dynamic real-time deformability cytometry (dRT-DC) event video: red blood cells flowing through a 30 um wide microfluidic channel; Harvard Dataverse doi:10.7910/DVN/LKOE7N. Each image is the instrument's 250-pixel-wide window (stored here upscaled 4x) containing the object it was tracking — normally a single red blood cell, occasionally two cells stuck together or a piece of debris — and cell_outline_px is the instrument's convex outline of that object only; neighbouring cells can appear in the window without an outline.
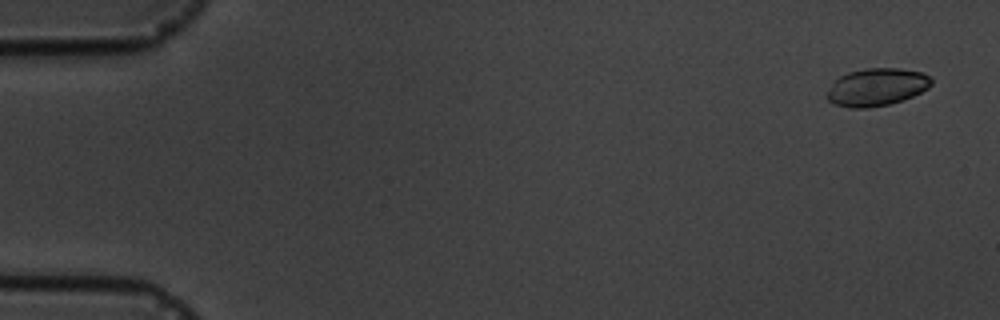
{"species": "common noctule bat (a hibernating species)", "species_latin": "Nyctalus noctula", "temperature_condition": "cold", "stored_images_in_passage": 6, "camera_frame_rate_fps": 3000, "um_per_image_px": 0.085, "animal": {"sex": "male", "body_mass_g": 19.5, "forearm_length_mm": 54.6}, "frame": {"image": 1, "passage_image": 1, "time_ms": 0.0, "image_size_px": [1000, 320], "cell_outline_px": [[932, 84], [928, 88], [912, 96], [888, 104], [868, 108], [852, 108], [836, 104], [828, 100], [824, 96], [832, 84], [840, 76], [848, 72], [868, 68], [900, 68], [920, 72], [928, 76], [932, 80]], "centroid_in_image_um": [74.5, 7.4], "position_along_channel_um": 10.5, "area_um2": 22.66}}
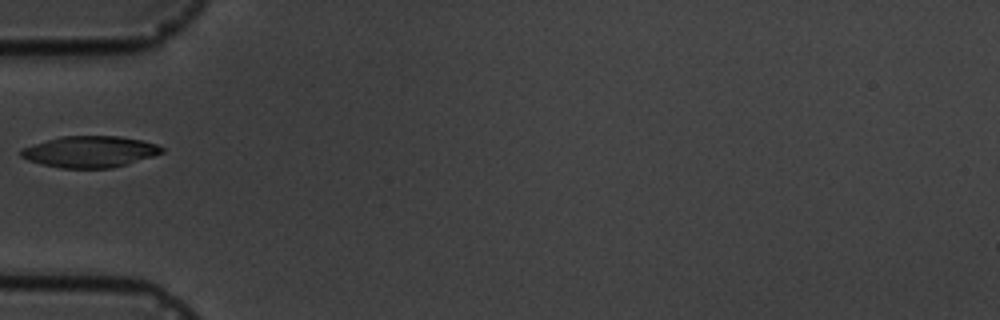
{"frame": {"image": 2, "passage_image": 6, "time_ms": 5.667, "image_size_px": [1000, 320], "cell_outline_px": [[164, 152], [128, 164], [112, 168], [60, 168], [40, 164], [28, 160], [20, 156], [20, 148], [60, 136], [120, 136], [140, 140], [156, 144], [164, 148]], "centroid_in_image_um": [7.61, 12.9], "position_along_channel_um": 77.4, "area_um2": 25.78}}